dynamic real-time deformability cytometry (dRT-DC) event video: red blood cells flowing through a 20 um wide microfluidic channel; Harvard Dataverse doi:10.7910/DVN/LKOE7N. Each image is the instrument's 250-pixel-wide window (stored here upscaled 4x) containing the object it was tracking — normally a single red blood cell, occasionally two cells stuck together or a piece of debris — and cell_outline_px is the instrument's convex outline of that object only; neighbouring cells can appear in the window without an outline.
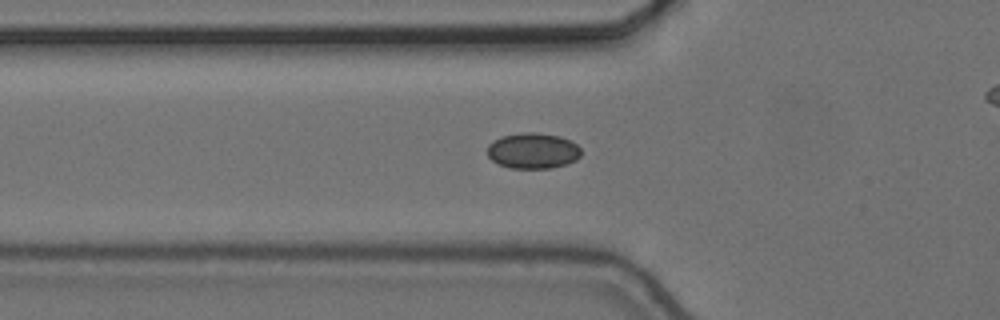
{"species": "common noctule bat (a hibernating species)", "species_latin": "Nyctalus noctula", "temperature_condition": "cold", "stored_images_in_passage": 33, "camera_frame_rate_fps": 3000, "um_per_image_px": 0.085, "animal": {"sex": "female", "body_mass_g": 24.6, "forearm_length_mm": 56.2}, "frame": {"image": 1, "passage_image": 3, "time_ms": 0.667, "image_size_px": [1000, 320], "cell_outline_px": [[580, 156], [576, 160], [552, 168], [512, 168], [500, 164], [492, 160], [488, 156], [488, 144], [500, 136], [524, 132], [536, 132], [560, 136], [572, 140], [580, 148]], "centroid_in_image_um": [45.3, 12.8], "position_along_channel_um": 80.5, "area_um2": 19.54}}
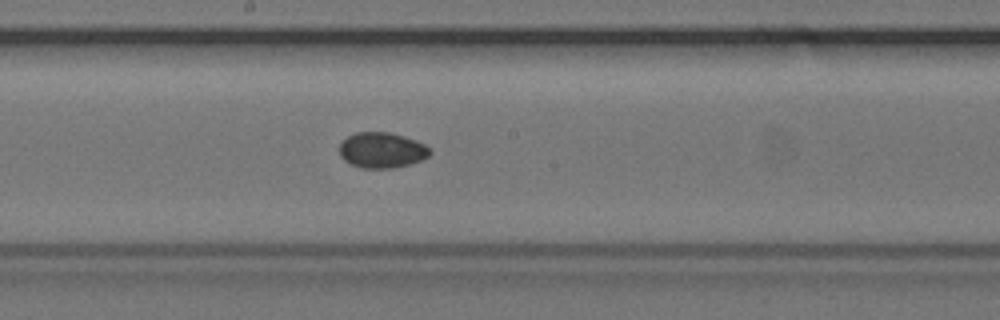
{"frame": {"image": 2, "passage_image": 14, "time_ms": 4.333, "image_size_px": [1000, 320], "cell_outline_px": [[432, 152], [428, 156], [420, 160], [408, 164], [392, 168], [360, 168], [344, 160], [340, 156], [340, 144], [348, 136], [356, 132], [388, 132], [404, 136], [416, 140], [432, 148]], "centroid_in_image_um": [32.47, 12.76], "position_along_channel_um": 215.7, "area_um2": 18.73}}
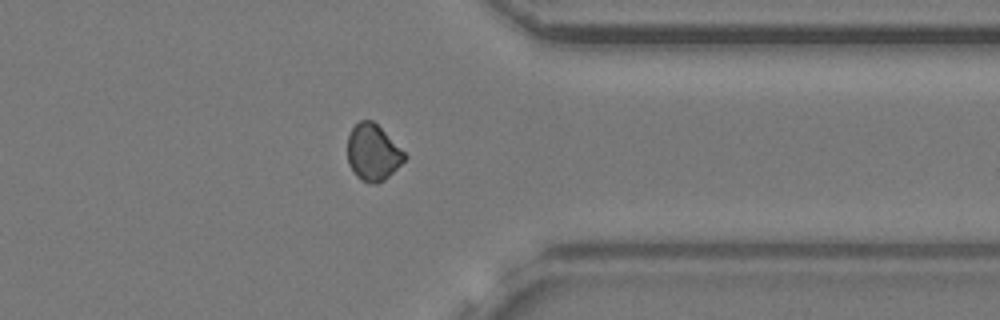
{"frame": {"image": 3, "passage_image": 28, "time_ms": 9.0, "image_size_px": [1000, 320], "cell_outline_px": [[408, 156], [384, 180], [376, 184], [360, 180], [356, 176], [348, 164], [348, 136], [352, 128], [360, 120], [372, 120]], "centroid_in_image_um": [31.67, 12.97], "position_along_channel_um": 379.7, "area_um2": 18.38}}